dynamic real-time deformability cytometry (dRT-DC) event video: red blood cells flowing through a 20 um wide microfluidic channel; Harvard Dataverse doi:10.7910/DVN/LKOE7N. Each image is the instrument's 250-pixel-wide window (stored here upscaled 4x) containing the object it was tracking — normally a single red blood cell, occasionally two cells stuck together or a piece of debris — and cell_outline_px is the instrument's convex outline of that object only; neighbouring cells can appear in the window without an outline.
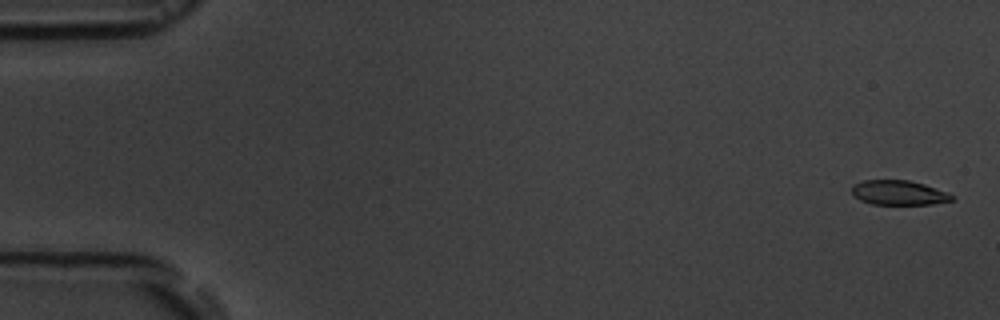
{"species": "common noctule bat (a hibernating species)", "species_latin": "Nyctalus noctula", "temperature_condition": "room temperature", "stored_images_in_passage": 8, "camera_frame_rate_fps": 3000, "um_per_image_px": 0.085, "animal": {"sex": "male", "body_mass_g": 19.5, "forearm_length_mm": 54.6}, "frame": {"image": 1, "passage_image": 1, "time_ms": 0.0, "image_size_px": [1000, 320], "cell_outline_px": [[956, 196], [952, 200], [932, 204], [872, 204], [860, 200], [852, 196], [852, 188], [856, 184], [864, 180], [908, 180], [924, 184], [948, 192]], "centroid_in_image_um": [76.41, 16.38], "position_along_channel_um": 8.6, "area_um2": 14.33}}
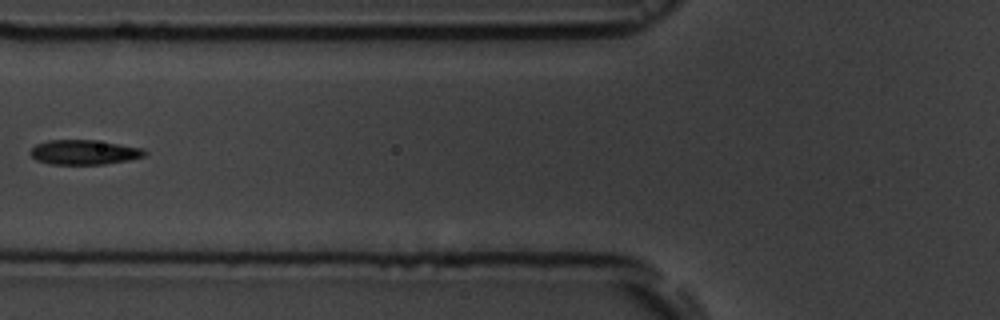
{"frame": {"image": 2, "passage_image": 7, "time_ms": 7.0, "image_size_px": [1000, 320], "cell_outline_px": [[148, 152], [144, 156], [128, 160], [104, 164], [52, 164], [36, 160], [28, 152], [36, 144], [48, 140], [92, 140], [144, 148]], "centroid_in_image_um": [7.14, 12.94], "position_along_channel_um": 118.7, "area_um2": 16.36}}
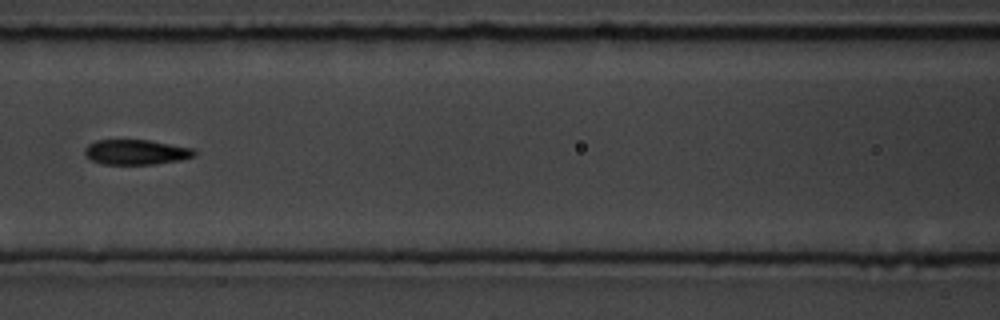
{"frame": {"image": 3, "passage_image": 8, "time_ms": 8.0, "image_size_px": [1000, 320], "cell_outline_px": [[196, 156], [180, 160], [156, 164], [104, 164], [92, 160], [84, 152], [84, 148], [88, 144], [96, 140], [148, 140], [192, 148], [196, 152]], "centroid_in_image_um": [11.57, 12.93], "position_along_channel_um": 155.0, "area_um2": 15.9}}